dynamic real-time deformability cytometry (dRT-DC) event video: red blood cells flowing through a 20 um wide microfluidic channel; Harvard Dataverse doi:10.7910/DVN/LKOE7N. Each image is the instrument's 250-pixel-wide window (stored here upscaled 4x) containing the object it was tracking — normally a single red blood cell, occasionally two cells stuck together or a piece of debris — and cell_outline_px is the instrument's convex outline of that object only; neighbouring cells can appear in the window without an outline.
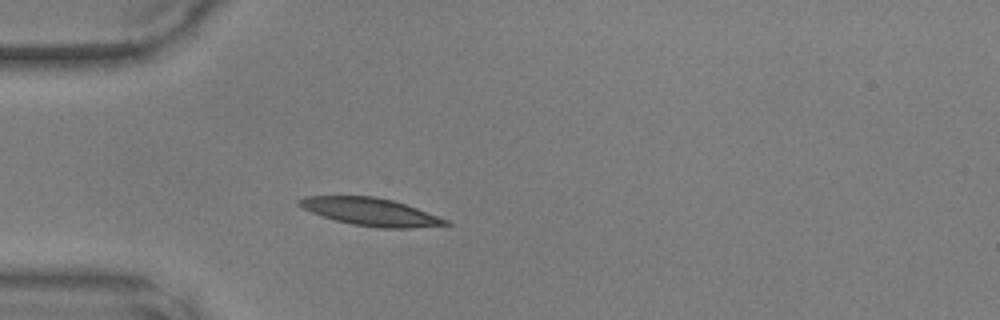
{"species": "common noctule bat (a hibernating species)", "species_latin": "Nyctalus noctula", "temperature_condition": "warm", "stored_images_in_passage": 32, "camera_frame_rate_fps": 3000, "um_per_image_px": 0.085, "animal": {"sex": "male", "body_mass_g": 17.9, "forearm_length_mm": 54.2}, "frame": {"image": 1, "passage_image": 6, "time_ms": 1.667, "image_size_px": [1000, 320], "cell_outline_px": [[452, 224], [408, 228], [380, 228], [352, 224], [336, 220], [312, 212], [296, 204], [296, 200], [304, 196], [376, 196], [392, 200], [416, 208], [448, 220]], "centroid_in_image_um": [31.47, 17.99], "position_along_channel_um": 53.5, "area_um2": 23.29}}
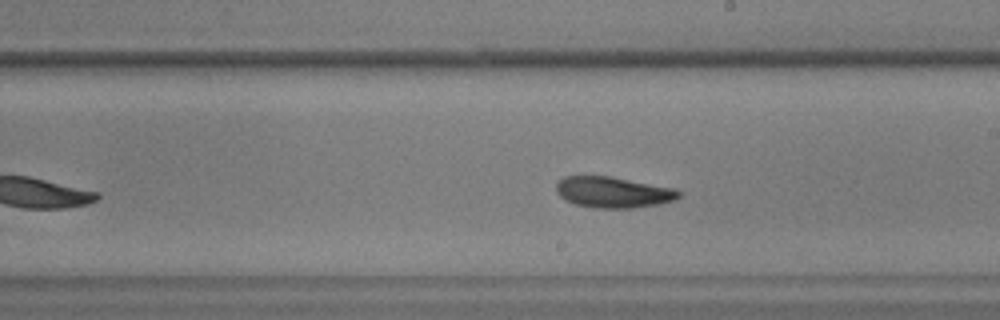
{"frame": {"image": 2, "passage_image": 20, "time_ms": 6.333, "image_size_px": [1000, 320], "cell_outline_px": [[680, 196], [676, 200], [660, 204], [632, 208], [596, 208], [576, 204], [564, 200], [556, 192], [556, 180], [564, 176], [608, 176], [676, 188], [680, 192]], "centroid_in_image_um": [52.11, 16.34], "position_along_channel_um": 236.9, "area_um2": 22.31}}
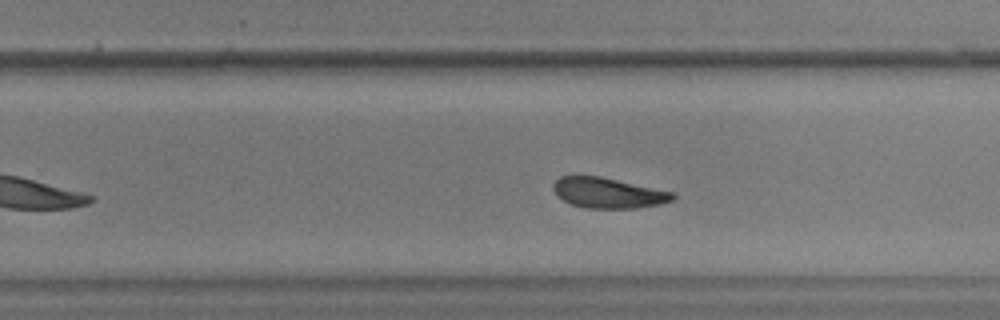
{"frame": {"image": 3, "passage_image": 23, "time_ms": 7.333, "image_size_px": [1000, 320], "cell_outline_px": [[676, 196], [672, 200], [660, 204], [636, 208], [584, 208], [572, 204], [556, 196], [552, 188], [552, 184], [560, 176], [600, 176], [676, 192]], "centroid_in_image_um": [51.7, 16.39], "position_along_channel_um": 278.1, "area_um2": 21.33}}